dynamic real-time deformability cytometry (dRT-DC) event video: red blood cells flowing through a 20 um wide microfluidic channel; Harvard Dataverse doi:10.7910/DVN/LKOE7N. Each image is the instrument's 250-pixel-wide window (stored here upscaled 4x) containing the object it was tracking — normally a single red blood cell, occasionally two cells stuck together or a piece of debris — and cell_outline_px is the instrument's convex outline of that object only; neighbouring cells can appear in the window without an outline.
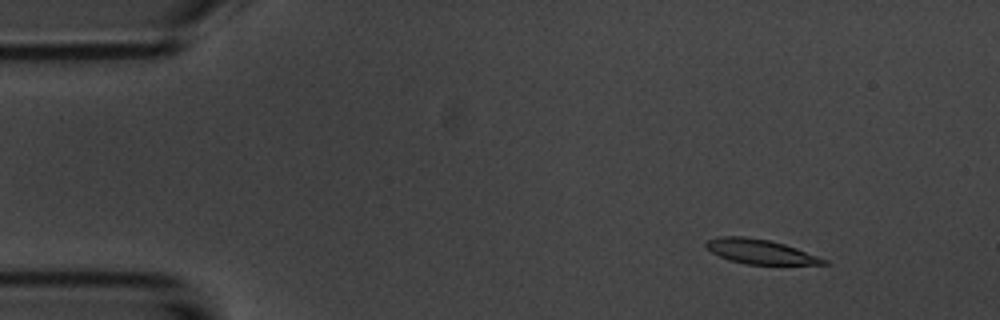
{"species": "common noctule bat (a hibernating species)", "species_latin": "Nyctalus noctula", "temperature_condition": "room temperature", "stored_images_in_passage": 15, "camera_frame_rate_fps": 3000, "um_per_image_px": 0.085, "animal": {"sex": "male", "body_mass_g": 20.1, "forearm_length_mm": 53.5}, "frame": {"image": 1, "passage_image": 7, "time_ms": 2.0, "image_size_px": [1000, 320], "cell_outline_px": [[828, 264], [744, 264], [728, 260], [712, 252], [704, 244], [708, 240], [724, 236], [740, 236], [768, 240], [784, 244], [796, 248], [828, 260]], "centroid_in_image_um": [64.61, 21.39], "position_along_channel_um": 20.4, "area_um2": 16.47}}